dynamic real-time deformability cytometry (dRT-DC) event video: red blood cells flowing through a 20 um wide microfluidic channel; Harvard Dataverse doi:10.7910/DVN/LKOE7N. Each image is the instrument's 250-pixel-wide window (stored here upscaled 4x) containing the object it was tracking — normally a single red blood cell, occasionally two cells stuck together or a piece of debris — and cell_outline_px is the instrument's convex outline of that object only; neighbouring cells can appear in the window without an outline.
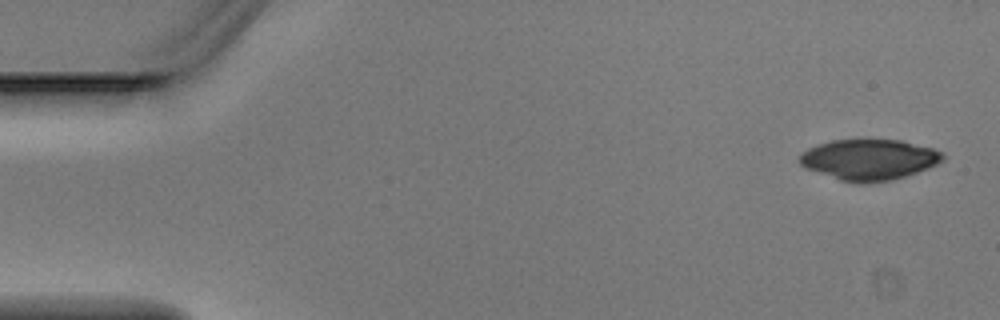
{"species": "Egyptian fruit bat (a non-hibernating species)", "species_latin": "Rousettus aegyptiacus", "temperature_condition": "warm", "stored_images_in_passage": 3, "segment_of_instrument_passage": [2, 2], "camera_frame_rate_fps": 3000, "um_per_image_px": 0.085, "animal": {"sex": "male"}, "frame": {"image": 1, "passage_image": 3, "time_ms": 0.667, "image_size_px": [1000, 320], "cell_outline_px": [[944, 160], [928, 168], [892, 180], [864, 184], [860, 184], [840, 180], [804, 168], [800, 164], [800, 156], [808, 148], [816, 144], [832, 140], [900, 140], [932, 148], [944, 152]], "centroid_in_image_um": [73.87, 13.57], "position_along_channel_um": 11.1, "area_um2": 33.99}}